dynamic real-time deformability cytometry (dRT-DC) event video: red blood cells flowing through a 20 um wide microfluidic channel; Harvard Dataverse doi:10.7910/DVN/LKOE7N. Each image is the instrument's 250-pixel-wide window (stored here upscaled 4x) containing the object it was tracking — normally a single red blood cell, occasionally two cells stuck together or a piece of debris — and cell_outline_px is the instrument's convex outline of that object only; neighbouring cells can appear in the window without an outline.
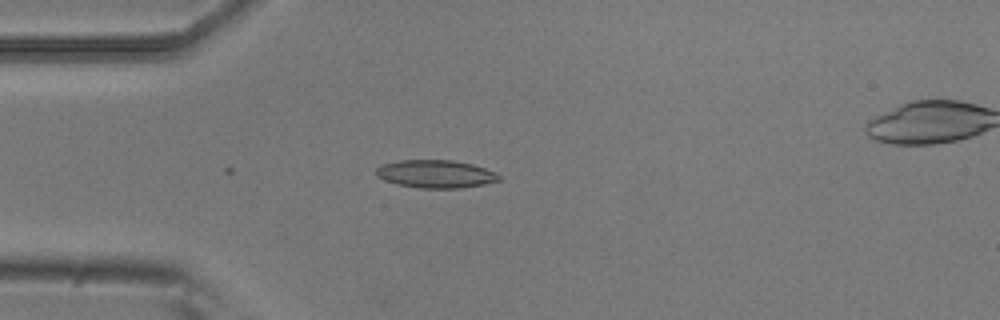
{"species": "common noctule bat (a hibernating species)", "species_latin": "Nyctalus noctula", "temperature_condition": "room temperature", "stored_images_in_passage": 5, "camera_frame_rate_fps": 3000, "um_per_image_px": 0.085, "animal": {"sex": "male", "body_mass_g": 20.5, "forearm_length_mm": 52.5}, "frame": {"image": 1, "passage_image": 4, "time_ms": 1.0, "image_size_px": [1000, 320], "cell_outline_px": [[500, 180], [484, 184], [460, 188], [420, 188], [396, 184], [384, 180], [376, 176], [376, 168], [380, 164], [400, 160], [452, 160], [472, 164], [496, 172], [500, 176]], "centroid_in_image_um": [37.0, 14.78], "position_along_channel_um": 48.0, "area_um2": 20.06}}